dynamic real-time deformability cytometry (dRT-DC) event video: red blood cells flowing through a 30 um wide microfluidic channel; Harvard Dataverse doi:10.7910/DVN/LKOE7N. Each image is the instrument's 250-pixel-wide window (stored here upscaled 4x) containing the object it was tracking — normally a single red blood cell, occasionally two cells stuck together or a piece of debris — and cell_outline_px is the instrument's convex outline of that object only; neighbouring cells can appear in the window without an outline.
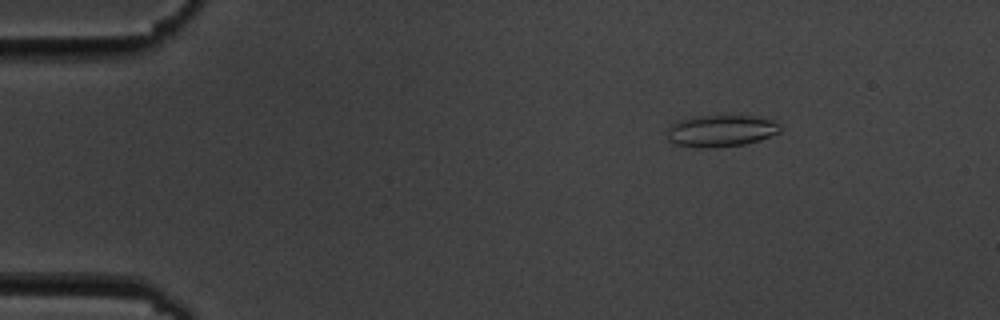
{"species": "common noctule bat (a hibernating species)", "species_latin": "Nyctalus noctula", "temperature_condition": "cold", "stored_images_in_passage": 53, "camera_frame_rate_fps": 3000, "um_per_image_px": 0.085, "animal": {"sex": "male", "body_mass_g": 19.5, "forearm_length_mm": 54.6}, "frame": {"image": 1, "passage_image": 5, "time_ms": 1.333, "image_size_px": [1000, 320], "cell_outline_px": [[780, 132], [760, 140], [744, 144], [708, 148], [700, 148], [676, 144], [668, 140], [668, 128], [676, 120], [692, 116], [752, 116], [776, 120], [780, 124]], "centroid_in_image_um": [61.28, 11.11], "position_along_channel_um": 23.7, "area_um2": 21.04}}
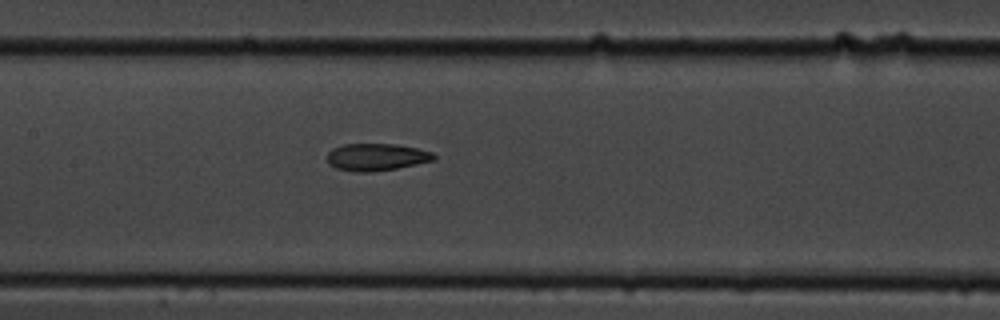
{"frame": {"image": 2, "passage_image": 24, "time_ms": 7.667, "image_size_px": [1000, 320], "cell_outline_px": [[436, 160], [396, 168], [372, 172], [356, 172], [336, 168], [328, 164], [328, 152], [332, 148], [344, 144], [396, 144], [416, 148], [432, 152], [436, 156]], "centroid_in_image_um": [31.99, 13.35], "position_along_channel_um": 175.4, "area_um2": 16.94}}
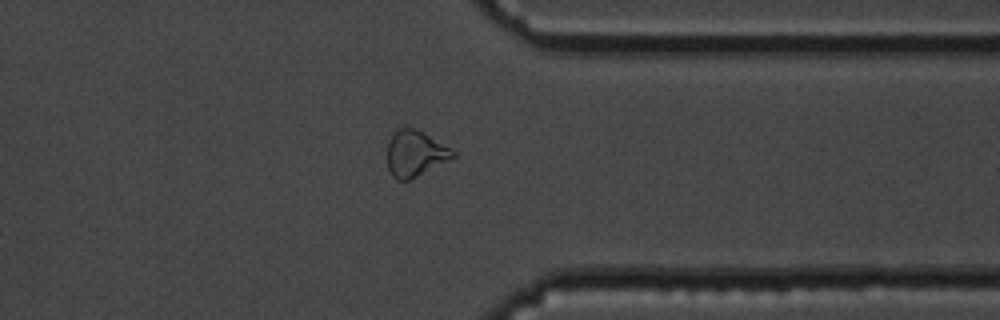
{"frame": {"image": 3, "passage_image": 41, "time_ms": 13.333, "image_size_px": [1000, 320], "cell_outline_px": [[456, 156], [408, 180], [396, 180], [392, 176], [388, 168], [388, 144], [392, 136], [400, 128], [412, 128], [424, 132], [456, 152]], "centroid_in_image_um": [35.28, 13.05], "position_along_channel_um": 376.1, "area_um2": 17.11}, "authors_computed_cell_mechanics": {"area_um2": 18.3226, "velocity_mm_per_s": 3.6036, "shape_relaxation_time_tau1_ms": null, "shape_relaxation_time_tau2_ms": 3.5765, "deformation_change_tau1": null, "deformation_change_tau2": 0.1012}}